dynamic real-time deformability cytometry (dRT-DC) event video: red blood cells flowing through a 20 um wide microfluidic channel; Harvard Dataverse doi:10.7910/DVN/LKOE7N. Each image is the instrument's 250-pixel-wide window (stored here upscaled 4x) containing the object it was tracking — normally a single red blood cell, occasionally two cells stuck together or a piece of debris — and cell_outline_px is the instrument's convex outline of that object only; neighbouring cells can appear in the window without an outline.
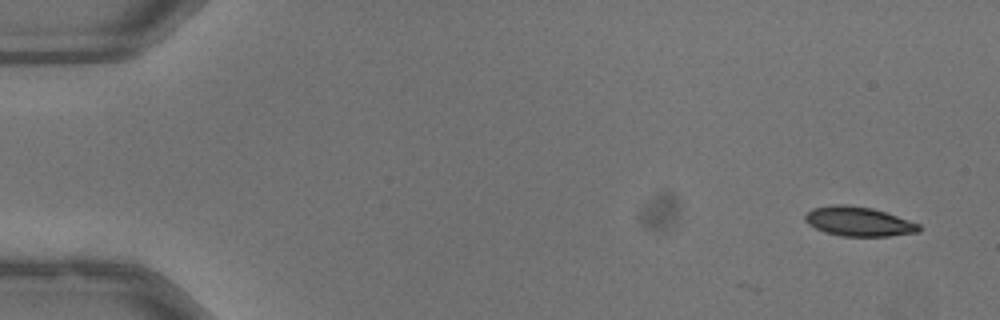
{"species": "common noctule bat (a hibernating species)", "species_latin": "Nyctalus noctula", "temperature_condition": "warm", "stored_images_in_passage": 3, "camera_frame_rate_fps": 3000, "um_per_image_px": 0.085, "animal": {"sex": "male", "body_mass_g": 13.3}, "frame": {"image": 1, "passage_image": 3, "time_ms": 0.667, "image_size_px": [1000, 320], "cell_outline_px": [[920, 232], [888, 236], [840, 236], [824, 232], [808, 224], [804, 220], [804, 216], [812, 208], [832, 204], [848, 204], [872, 208], [920, 224]], "centroid_in_image_um": [72.95, 18.82], "position_along_channel_um": 12.1, "area_um2": 19.54}}